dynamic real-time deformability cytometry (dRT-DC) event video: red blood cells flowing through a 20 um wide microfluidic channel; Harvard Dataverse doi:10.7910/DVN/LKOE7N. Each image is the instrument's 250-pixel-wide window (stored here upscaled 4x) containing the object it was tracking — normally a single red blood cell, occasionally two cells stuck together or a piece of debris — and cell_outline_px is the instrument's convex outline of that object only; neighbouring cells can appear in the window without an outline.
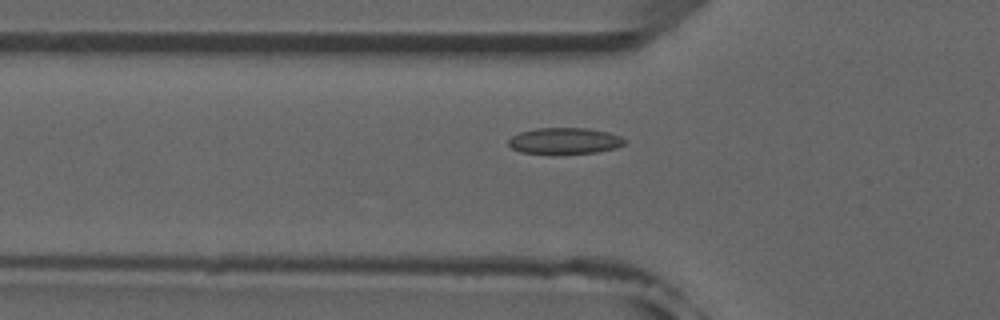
{"species": "common noctule bat (a hibernating species)", "species_latin": "Nyctalus noctula", "temperature_condition": "room temperature", "stored_images_in_passage": 53, "camera_frame_rate_fps": 3000, "um_per_image_px": 0.085, "animal": {"sex": "male", "forearm_length_mm": 52.5}, "frame": {"image": 1, "passage_image": 18, "time_ms": 5.667, "image_size_px": [1000, 320], "cell_outline_px": [[628, 140], [624, 144], [616, 148], [596, 152], [520, 152], [512, 148], [508, 144], [508, 140], [512, 136], [520, 132], [536, 128], [588, 128], [608, 132], [620, 136]], "centroid_in_image_um": [48.02, 11.94], "position_along_channel_um": 77.8, "area_um2": 17.34}}
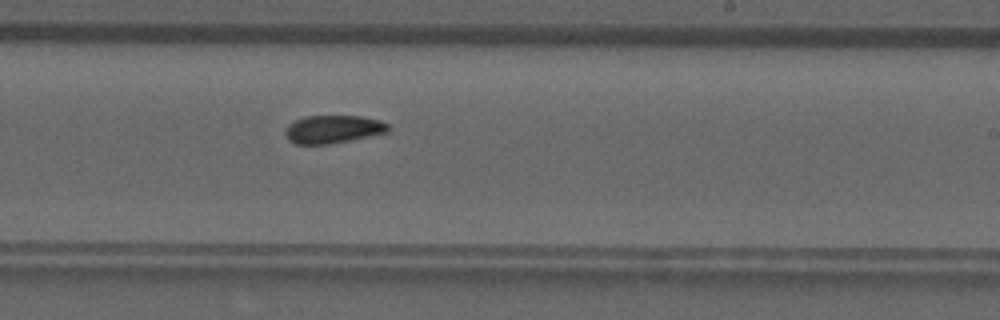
{"frame": {"image": 2, "passage_image": 32, "time_ms": 10.333, "image_size_px": [1000, 320], "cell_outline_px": [[388, 132], [332, 144], [296, 144], [288, 140], [284, 132], [288, 124], [304, 116], [360, 116], [380, 120], [388, 124]], "centroid_in_image_um": [28.28, 10.99], "position_along_channel_um": 260.7, "area_um2": 16.82}}
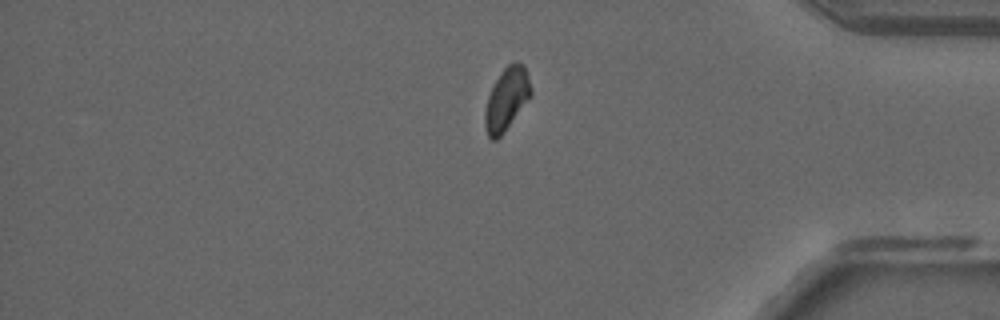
{"frame": {"image": 3, "passage_image": 44, "time_ms": 14.333, "image_size_px": [1000, 320], "cell_outline_px": [[532, 96], [504, 132], [496, 140], [492, 140], [488, 136], [484, 124], [484, 112], [488, 96], [496, 80], [504, 68], [512, 60], [516, 60], [524, 64], [532, 88]], "centroid_in_image_um": [43.08, 8.4], "position_along_channel_um": 392.1, "area_um2": 16.94}, "authors_computed_cell_mechanics": {"area_um2": 17.1666, "velocity_mm_per_s": 3.914, "shape_relaxation_time_tau1_ms": 9.8835, "shape_relaxation_time_tau2_ms": 2.4455, "deformation_change_tau1": 0.1575, "deformation_change_tau2": 0.0542}}